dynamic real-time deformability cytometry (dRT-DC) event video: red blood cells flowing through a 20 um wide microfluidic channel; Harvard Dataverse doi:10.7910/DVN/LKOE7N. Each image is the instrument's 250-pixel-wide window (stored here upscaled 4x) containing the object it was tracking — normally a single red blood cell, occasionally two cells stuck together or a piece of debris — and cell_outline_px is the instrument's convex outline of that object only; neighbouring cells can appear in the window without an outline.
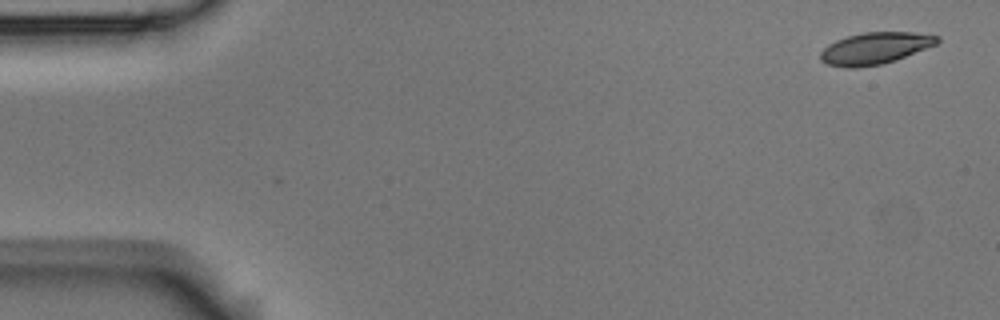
{"species": "Egyptian fruit bat (a non-hibernating species)", "species_latin": "Rousettus aegyptiacus", "temperature_condition": "room temperature", "stored_images_in_passage": 6, "camera_frame_rate_fps": 3000, "um_per_image_px": 0.085, "animal": {"sex": "male"}, "frame": {"image": 1, "passage_image": 1, "time_ms": 0.0, "image_size_px": [1000, 320], "cell_outline_px": [[940, 40], [936, 44], [896, 60], [884, 64], [856, 68], [844, 68], [828, 64], [820, 60], [820, 52], [828, 44], [836, 40], [848, 36], [864, 32], [912, 32], [940, 36]], "centroid_in_image_um": [74.36, 4.11], "position_along_channel_um": 10.6, "area_um2": 21.68}}
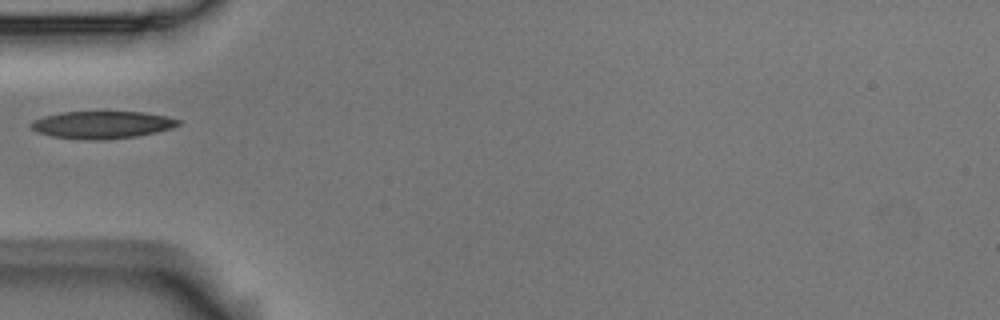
{"frame": {"image": 2, "passage_image": 5, "time_ms": 1.333, "image_size_px": [1000, 320], "cell_outline_px": [[180, 124], [172, 128], [156, 132], [136, 136], [104, 140], [84, 140], [52, 136], [36, 132], [28, 124], [32, 120], [44, 116], [60, 112], [144, 112], [164, 116], [180, 120]], "centroid_in_image_um": [8.63, 10.61], "position_along_channel_um": 76.4, "area_um2": 23.58}}
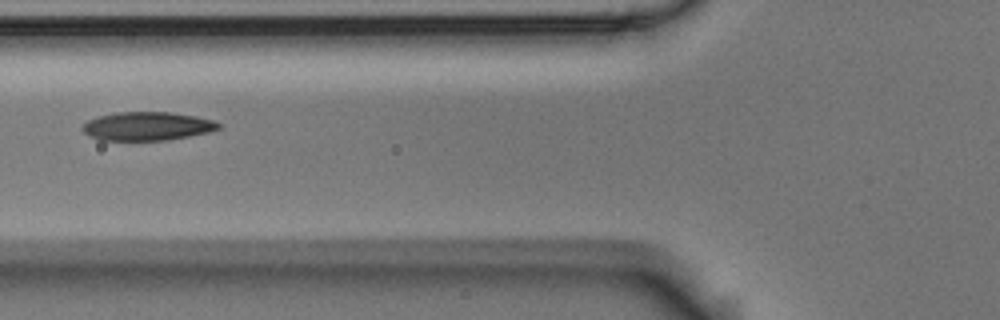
{"frame": {"image": 3, "passage_image": 6, "time_ms": 1.667, "image_size_px": [1000, 320], "cell_outline_px": [[220, 128], [208, 132], [188, 136], [164, 140], [100, 140], [88, 136], [80, 128], [88, 120], [96, 116], [116, 112], [172, 112], [196, 116], [216, 120], [220, 124]], "centroid_in_image_um": [12.49, 10.71], "position_along_channel_um": 113.3, "area_um2": 22.77}}